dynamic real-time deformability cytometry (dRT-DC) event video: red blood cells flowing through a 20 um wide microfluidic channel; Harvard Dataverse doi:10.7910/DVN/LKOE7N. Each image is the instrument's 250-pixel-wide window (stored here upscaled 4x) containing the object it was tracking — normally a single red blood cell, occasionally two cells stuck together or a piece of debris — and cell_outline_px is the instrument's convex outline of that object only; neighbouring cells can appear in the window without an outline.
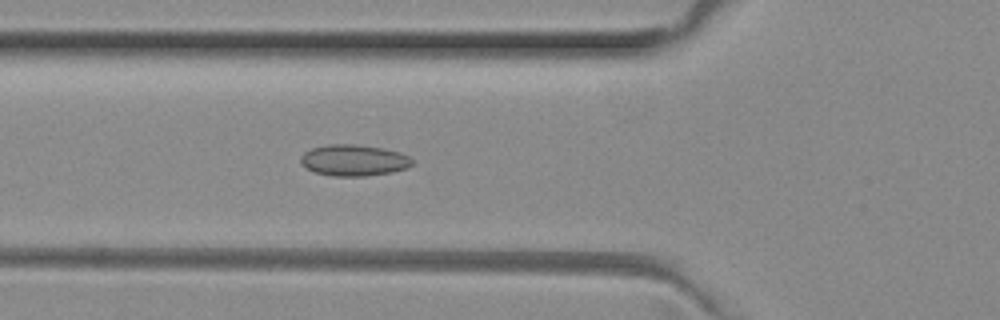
{"species": "common noctule bat (a hibernating species)", "species_latin": "Nyctalus noctula", "temperature_condition": "room temperature", "stored_images_in_passage": 40, "camera_frame_rate_fps": 3000, "um_per_image_px": 0.085, "animal": {"sex": "female", "body_mass_g": 29.2, "forearm_length_mm": 56.3}, "frame": {"image": 1, "passage_image": 9, "time_ms": 2.667, "image_size_px": [1000, 320], "cell_outline_px": [[412, 164], [408, 168], [392, 172], [364, 176], [332, 176], [316, 172], [300, 164], [300, 156], [304, 152], [312, 148], [328, 144], [356, 144], [384, 148], [400, 152], [408, 156], [412, 160]], "centroid_in_image_um": [30.07, 13.62], "position_along_channel_um": 95.7, "area_um2": 20.4}}
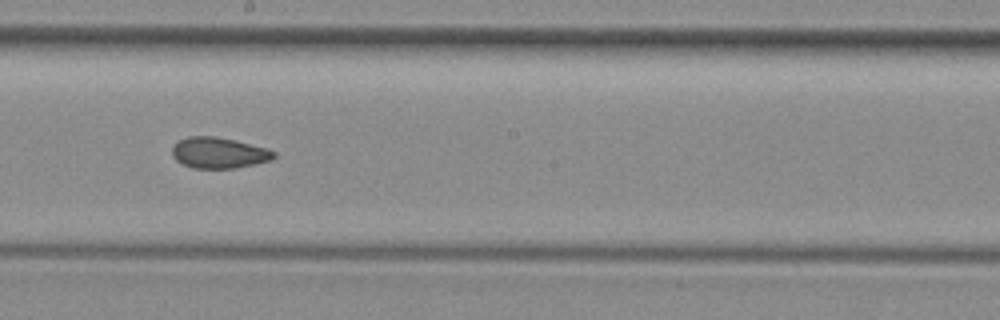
{"frame": {"image": 2, "passage_image": 19, "time_ms": 6.0, "image_size_px": [1000, 320], "cell_outline_px": [[276, 156], [272, 160], [236, 168], [192, 168], [176, 160], [172, 156], [172, 148], [180, 140], [188, 136], [216, 136], [236, 140], [268, 148], [276, 152]], "centroid_in_image_um": [18.64, 12.98], "position_along_channel_um": 229.6, "area_um2": 18.44}}
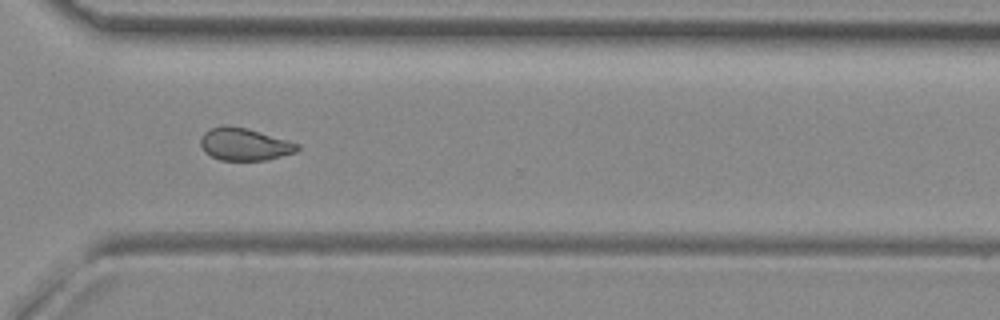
{"frame": {"image": 3, "passage_image": 28, "time_ms": 9.0, "image_size_px": [1000, 320], "cell_outline_px": [[300, 148], [296, 152], [268, 160], [220, 160], [204, 152], [200, 144], [200, 136], [204, 132], [212, 128], [224, 124], [228, 124], [248, 128], [300, 144]], "centroid_in_image_um": [20.77, 12.25], "position_along_channel_um": 349.8, "area_um2": 18.5}, "authors_computed_cell_mechanics": {"area_um2": 18.8139, "velocity_mm_per_s": 3.9974, "shape_relaxation_time_tau1_ms": null, "shape_relaxation_time_tau2_ms": 1.5936, "deformation_change_tau1": null, "deformation_change_tau2": 0.0592}}